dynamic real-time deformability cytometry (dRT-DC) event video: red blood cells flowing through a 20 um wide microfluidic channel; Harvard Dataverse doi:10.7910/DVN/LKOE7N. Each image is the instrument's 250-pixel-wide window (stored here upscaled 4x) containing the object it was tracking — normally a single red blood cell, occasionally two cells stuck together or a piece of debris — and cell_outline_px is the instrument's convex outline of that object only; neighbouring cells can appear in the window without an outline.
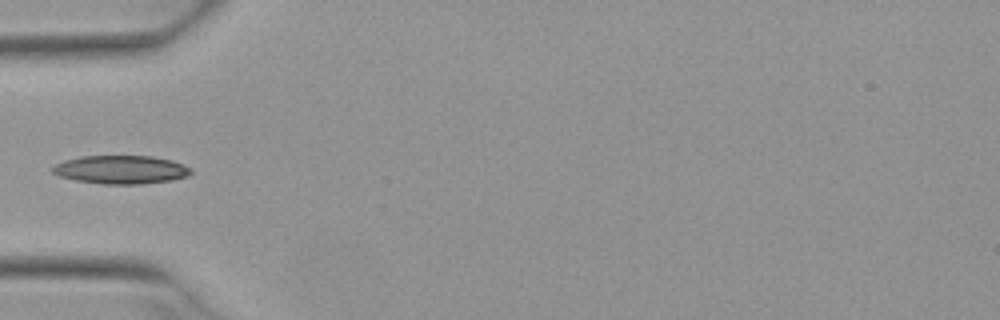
{"species": "Egyptian fruit bat (a non-hibernating species)", "species_latin": "Rousettus aegyptiacus", "temperature_condition": "warm", "stored_images_in_passage": 2, "camera_frame_rate_fps": 3000, "um_per_image_px": 0.085, "animal": {"sex": "female"}, "frame": {"image": 1, "passage_image": 1, "time_ms": 0.0, "image_size_px": [1000, 320], "cell_outline_px": [[192, 172], [188, 176], [172, 180], [140, 184], [104, 184], [76, 180], [60, 176], [52, 172], [52, 168], [56, 164], [64, 160], [80, 156], [152, 156], [172, 160], [184, 164]], "centroid_in_image_um": [10.29, 14.41], "position_along_channel_um": 74.7, "area_um2": 22.83}}
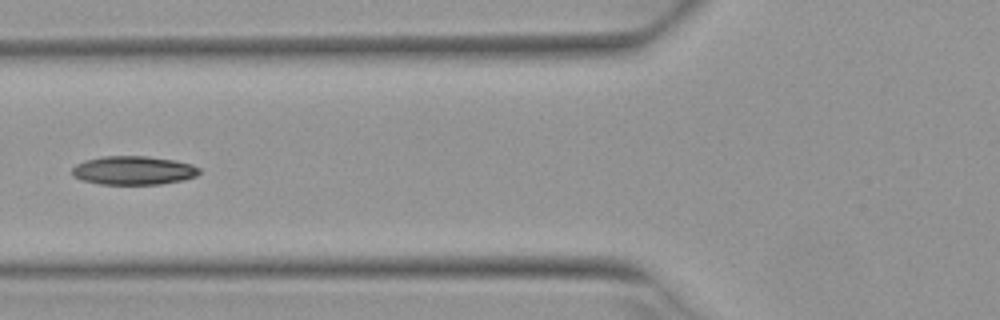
{"frame": {"image": 2, "passage_image": 2, "time_ms": 0.333, "image_size_px": [1000, 320], "cell_outline_px": [[200, 172], [196, 176], [184, 180], [160, 184], [100, 184], [84, 180], [72, 176], [72, 168], [76, 164], [84, 160], [104, 156], [144, 156], [172, 160], [192, 164], [200, 168]], "centroid_in_image_um": [11.34, 14.48], "position_along_channel_um": 114.5, "area_um2": 21.21}}